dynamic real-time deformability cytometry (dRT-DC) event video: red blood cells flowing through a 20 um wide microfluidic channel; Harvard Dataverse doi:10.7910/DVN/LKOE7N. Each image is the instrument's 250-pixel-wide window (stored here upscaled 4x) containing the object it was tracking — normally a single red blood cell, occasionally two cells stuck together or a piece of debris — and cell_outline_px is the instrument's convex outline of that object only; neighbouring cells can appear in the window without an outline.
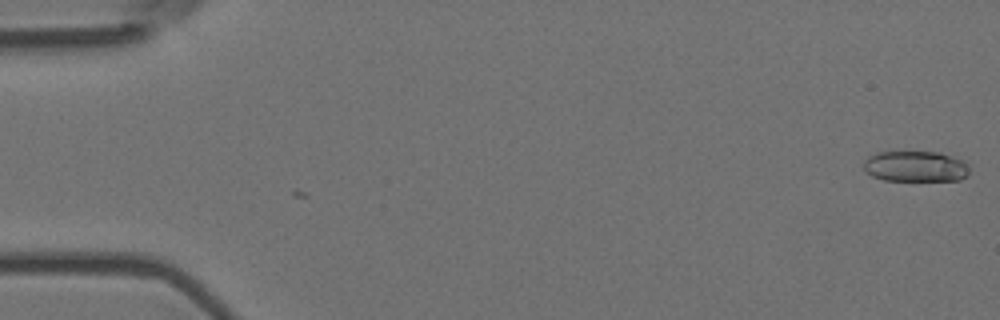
{"species": "Egyptian fruit bat (a non-hibernating species)", "species_latin": "Rousettus aegyptiacus", "temperature_condition": "room temperature", "stored_images_in_passage": 7, "camera_frame_rate_fps": 3000, "um_per_image_px": 0.085, "animal": {"sex": "female"}, "frame": {"image": 1, "passage_image": 1, "time_ms": 0.0, "image_size_px": [1000, 320], "cell_outline_px": [[968, 172], [960, 180], [884, 180], [872, 176], [864, 168], [864, 160], [868, 156], [876, 152], [940, 152], [952, 156], [968, 164]], "centroid_in_image_um": [77.79, 14.13], "position_along_channel_um": 7.2, "area_um2": 18.79}}
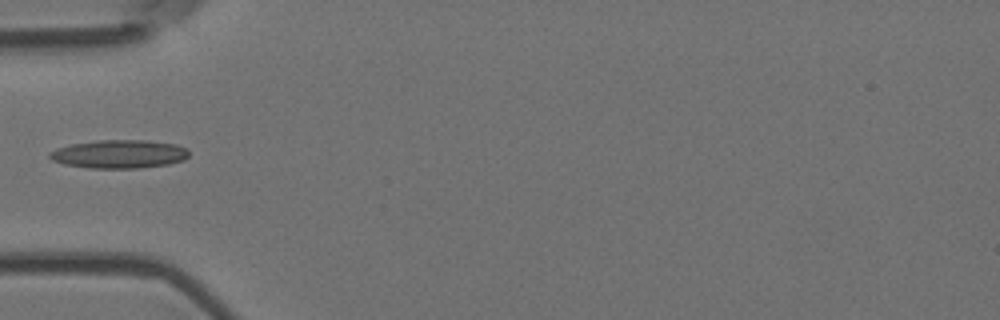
{"frame": {"image": 2, "passage_image": 5, "time_ms": 1.333, "image_size_px": [1000, 320], "cell_outline_px": [[188, 156], [184, 160], [168, 164], [140, 168], [88, 168], [64, 164], [52, 160], [48, 156], [48, 152], [56, 148], [72, 144], [96, 140], [144, 140], [176, 144], [188, 148]], "centroid_in_image_um": [10.12, 13.09], "position_along_channel_um": 74.9, "area_um2": 23.18}}
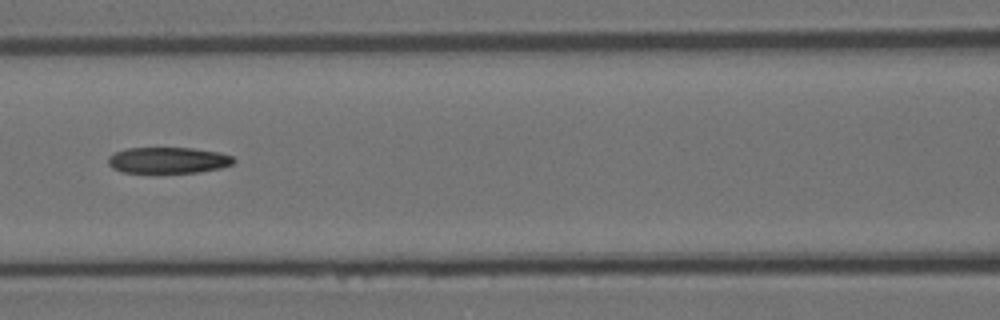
{"frame": {"image": 3, "passage_image": 7, "time_ms": 2.0, "image_size_px": [1000, 320], "cell_outline_px": [[236, 160], [232, 164], [220, 168], [196, 172], [156, 176], [120, 172], [112, 168], [108, 164], [108, 156], [124, 148], [192, 148], [220, 152], [232, 156]], "centroid_in_image_um": [14.22, 13.67], "position_along_channel_um": 152.4, "area_um2": 20.17}}